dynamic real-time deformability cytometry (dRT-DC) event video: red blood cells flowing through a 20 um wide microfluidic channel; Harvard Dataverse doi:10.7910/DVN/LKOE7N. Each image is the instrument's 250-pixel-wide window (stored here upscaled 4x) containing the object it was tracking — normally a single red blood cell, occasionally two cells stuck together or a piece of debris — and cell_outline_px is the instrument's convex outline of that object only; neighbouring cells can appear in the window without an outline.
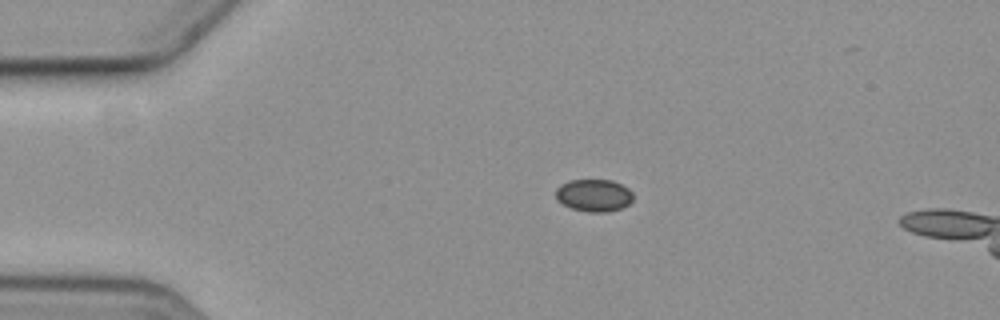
{"species": "common noctule bat (a hibernating species)", "species_latin": "Nyctalus noctula", "temperature_condition": "cold", "stored_images_in_passage": 5, "camera_frame_rate_fps": 3000, "um_per_image_px": 0.085, "animal": {"sex": "female", "body_mass_g": 19.3, "forearm_length_mm": 54.1}, "frame": {"image": 1, "passage_image": 3, "time_ms": 2.333, "image_size_px": [1000, 320], "cell_outline_px": [[632, 200], [628, 204], [620, 208], [604, 212], [588, 212], [572, 208], [556, 200], [556, 188], [560, 184], [568, 180], [612, 180], [628, 188], [632, 192]], "centroid_in_image_um": [50.45, 16.59], "position_along_channel_um": 34.5, "area_um2": 14.51}}